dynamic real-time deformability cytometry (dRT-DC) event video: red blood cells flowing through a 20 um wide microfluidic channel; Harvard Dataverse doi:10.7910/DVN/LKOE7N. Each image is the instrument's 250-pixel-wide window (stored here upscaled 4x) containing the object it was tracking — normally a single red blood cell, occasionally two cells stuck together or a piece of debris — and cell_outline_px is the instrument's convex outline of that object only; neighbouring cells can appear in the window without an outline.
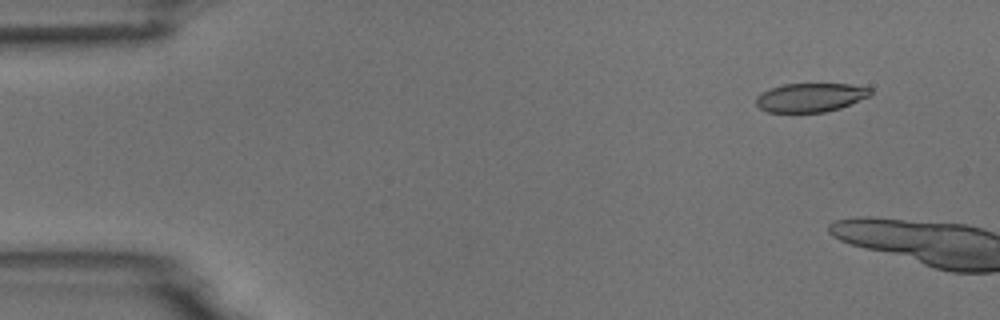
{"species": "common noctule bat (a hibernating species)", "species_latin": "Nyctalus noctula", "temperature_condition": "room temperature", "stored_images_in_passage": 2, "camera_frame_rate_fps": 3000, "um_per_image_px": 0.085, "animal": {"sex": "male", "body_mass_g": 18.8}, "frame": {"image": 1, "passage_image": 1, "time_ms": 0.0, "image_size_px": [1000, 320], "cell_outline_px": [[872, 92], [868, 96], [840, 108], [824, 112], [768, 112], [760, 108], [756, 104], [756, 96], [772, 88], [784, 84], [852, 84], [872, 88]], "centroid_in_image_um": [68.9, 8.28], "position_along_channel_um": 16.1, "area_um2": 19.02}}